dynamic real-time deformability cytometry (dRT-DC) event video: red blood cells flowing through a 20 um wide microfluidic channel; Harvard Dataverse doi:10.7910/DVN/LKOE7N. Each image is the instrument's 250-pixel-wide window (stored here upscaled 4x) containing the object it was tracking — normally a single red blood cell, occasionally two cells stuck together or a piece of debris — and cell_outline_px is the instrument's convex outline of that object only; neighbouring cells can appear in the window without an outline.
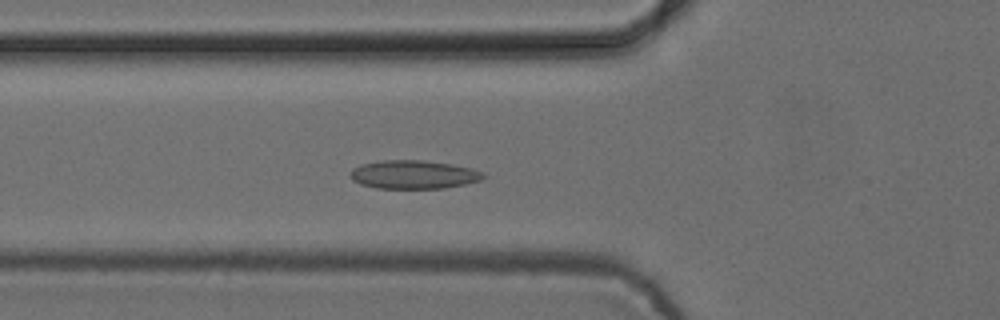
{"species": "common noctule bat (a hibernating species)", "species_latin": "Nyctalus noctula", "temperature_condition": "cold", "stored_images_in_passage": 53, "segment_of_instrument_passage": [1, 2], "camera_frame_rate_fps": 3000, "um_per_image_px": 0.085, "animal": {"sex": "female", "body_mass_g": 24.6, "forearm_length_mm": 56.2}, "frame": {"image": 1, "passage_image": 18, "time_ms": 5.667, "image_size_px": [1000, 320], "cell_outline_px": [[488, 176], [480, 180], [464, 184], [444, 188], [376, 188], [360, 184], [352, 180], [348, 176], [352, 168], [360, 164], [380, 160], [420, 160], [452, 164], [472, 168], [484, 172]], "centroid_in_image_um": [35.13, 14.83], "position_along_channel_um": 90.7, "area_um2": 22.31}}
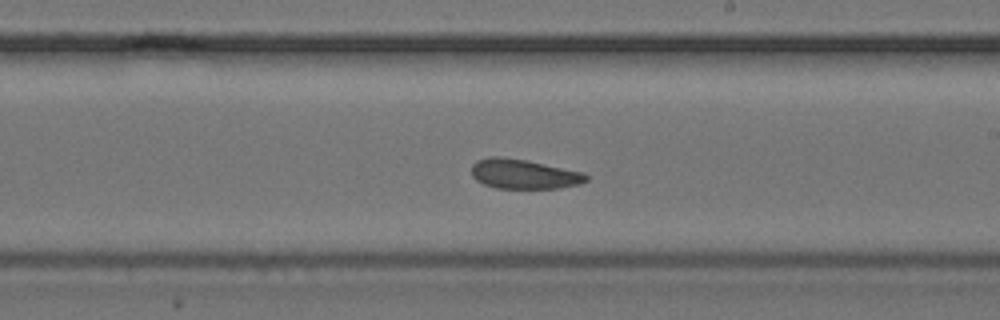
{"frame": {"image": 2, "passage_image": 30, "time_ms": 9.667, "image_size_px": [1000, 320], "cell_outline_px": [[588, 180], [580, 184], [560, 188], [496, 188], [484, 184], [476, 180], [472, 176], [472, 164], [476, 160], [492, 156], [496, 156], [528, 160], [584, 172], [588, 176]], "centroid_in_image_um": [44.54, 14.79], "position_along_channel_um": 244.5, "area_um2": 19.94}}
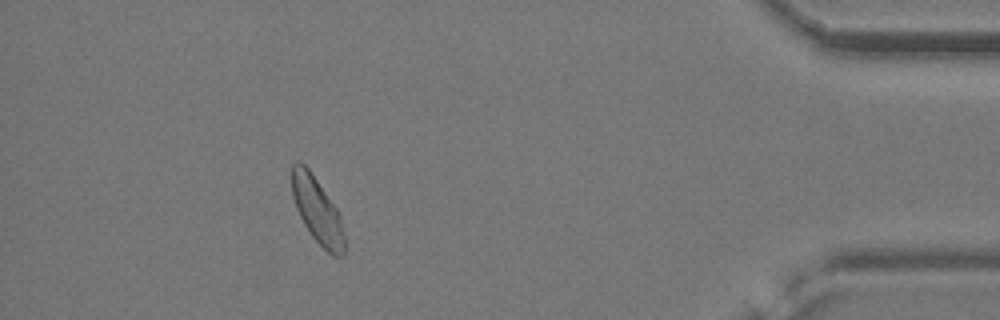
{"frame": {"image": 3, "passage_image": 47, "time_ms": 15.333, "image_size_px": [1000, 320], "cell_outline_px": [[344, 256], [332, 256], [312, 236], [304, 224], [296, 208], [292, 196], [292, 164], [296, 160], [300, 160], [308, 168], [336, 208], [340, 216], [344, 232]], "centroid_in_image_um": [26.96, 17.88], "position_along_channel_um": 408.2, "area_um2": 19.94}}